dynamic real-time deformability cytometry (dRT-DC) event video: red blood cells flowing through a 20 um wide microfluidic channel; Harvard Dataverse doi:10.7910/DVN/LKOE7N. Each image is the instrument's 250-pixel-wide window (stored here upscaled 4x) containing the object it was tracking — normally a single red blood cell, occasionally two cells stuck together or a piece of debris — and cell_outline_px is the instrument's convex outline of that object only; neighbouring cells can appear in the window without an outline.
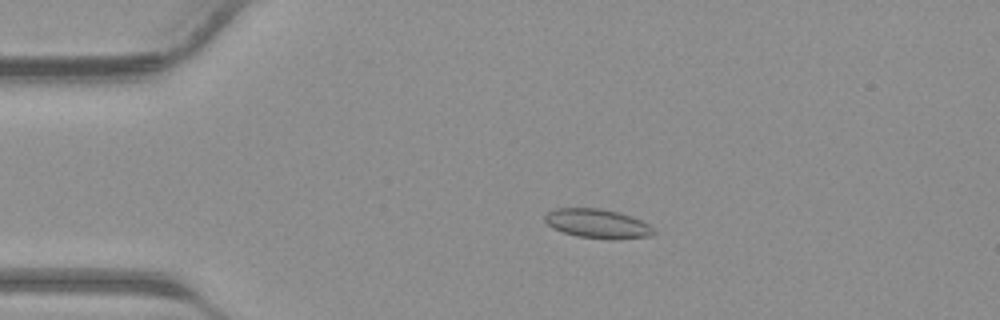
{"species": "common noctule bat (a hibernating species)", "species_latin": "Nyctalus noctula", "temperature_condition": "warm", "stored_images_in_passage": 34, "camera_frame_rate_fps": 3000, "um_per_image_px": 0.085, "animal": {"sex": "male", "body_mass_g": 23.1, "forearm_length_mm": 52.7}, "frame": {"image": 1, "passage_image": 2, "time_ms": 0.333, "image_size_px": [1000, 320], "cell_outline_px": [[656, 232], [652, 236], [616, 240], [576, 236], [552, 228], [544, 220], [544, 216], [548, 212], [556, 208], [600, 208], [620, 212], [640, 220], [648, 224]], "centroid_in_image_um": [50.8, 19.01], "position_along_channel_um": 34.2, "area_um2": 18.61}}
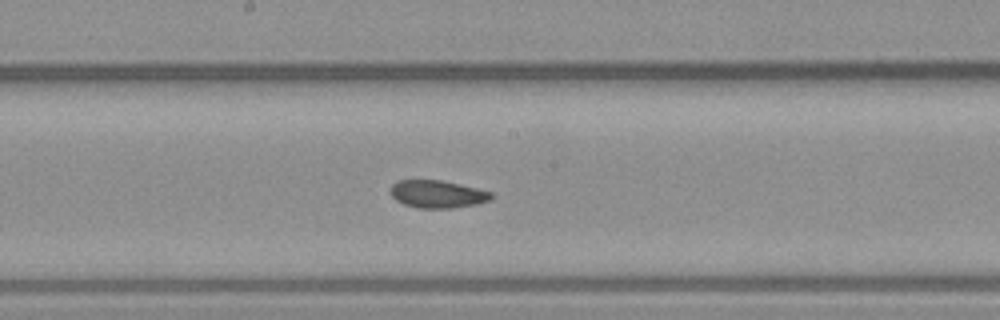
{"frame": {"image": 2, "passage_image": 15, "time_ms": 4.667, "image_size_px": [1000, 320], "cell_outline_px": [[496, 196], [488, 200], [476, 204], [452, 208], [416, 208], [404, 204], [396, 200], [392, 196], [392, 184], [400, 180], [440, 180], [460, 184], [492, 192]], "centroid_in_image_um": [37.2, 16.5], "position_along_channel_um": 211.0, "area_um2": 16.13}}
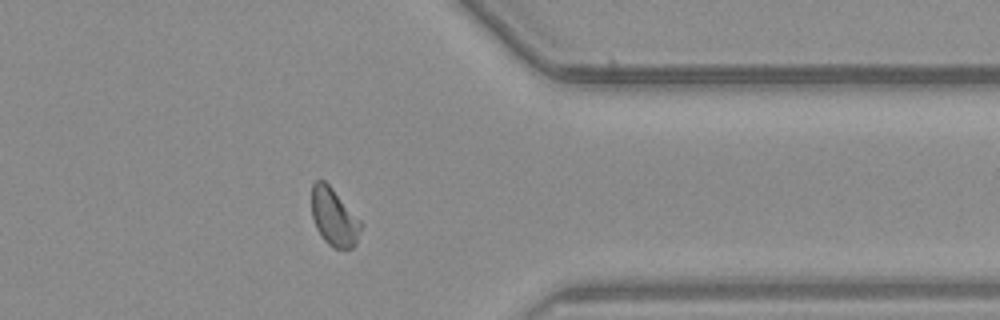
{"frame": {"image": 3, "passage_image": 26, "time_ms": 8.333, "image_size_px": [1000, 320], "cell_outline_px": [[364, 224], [356, 244], [352, 248], [332, 248], [324, 240], [316, 228], [312, 216], [312, 184], [316, 180], [324, 180], [332, 188]], "centroid_in_image_um": [28.41, 18.48], "position_along_channel_um": 383.0, "area_um2": 16.59}}